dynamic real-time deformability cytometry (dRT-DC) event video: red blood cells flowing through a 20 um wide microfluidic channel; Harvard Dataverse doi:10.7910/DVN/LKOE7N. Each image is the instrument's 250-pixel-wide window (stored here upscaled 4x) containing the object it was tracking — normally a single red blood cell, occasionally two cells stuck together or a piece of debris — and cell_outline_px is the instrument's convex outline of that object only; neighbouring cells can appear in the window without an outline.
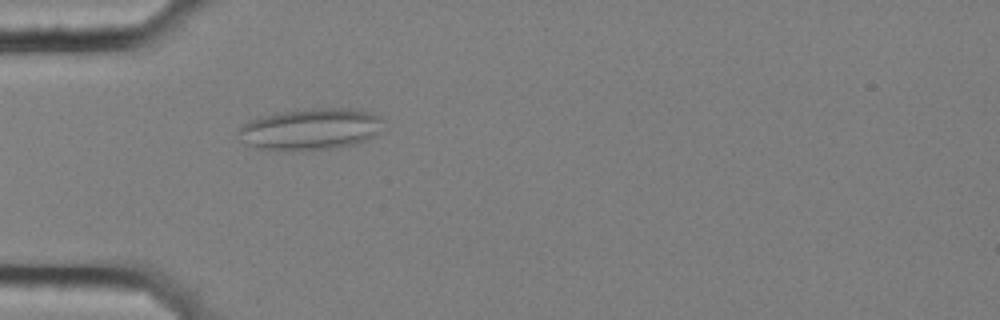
{"species": "common noctule bat (a hibernating species)", "species_latin": "Nyctalus noctula", "temperature_condition": "cold", "stored_images_in_passage": 55, "camera_frame_rate_fps": 3000, "um_per_image_px": 0.085, "animal": {"sex": "female", "body_mass_g": 25.1}, "frame": {"image": 1, "passage_image": 16, "time_ms": 5.0, "image_size_px": [1000, 320], "cell_outline_px": [[384, 120], [376, 136], [356, 144], [332, 148], [256, 148], [248, 144], [236, 132], [244, 124], [260, 116], [276, 112], [312, 108], [356, 108], [380, 116]], "centroid_in_image_um": [26.46, 10.92], "position_along_channel_um": 58.5, "area_um2": 34.39}}
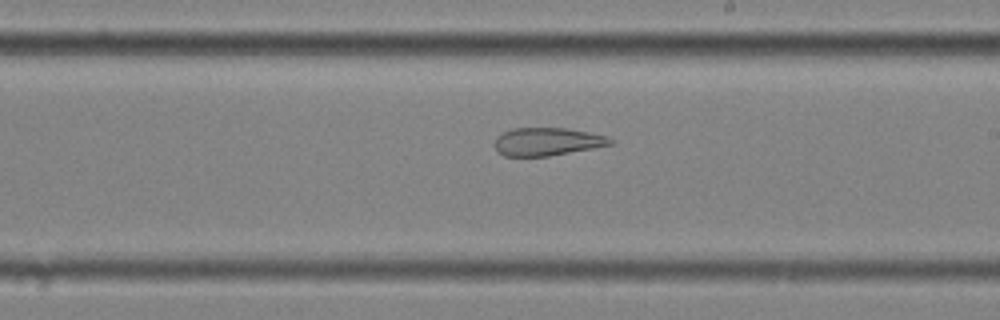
{"frame": {"image": 2, "passage_image": 32, "time_ms": 10.333, "image_size_px": [1000, 320], "cell_outline_px": [[612, 144], [592, 148], [548, 156], [504, 156], [496, 152], [496, 136], [512, 128], [568, 128], [588, 132], [604, 136], [612, 140]], "centroid_in_image_um": [46.46, 12.04], "position_along_channel_um": 242.5, "area_um2": 18.61}}
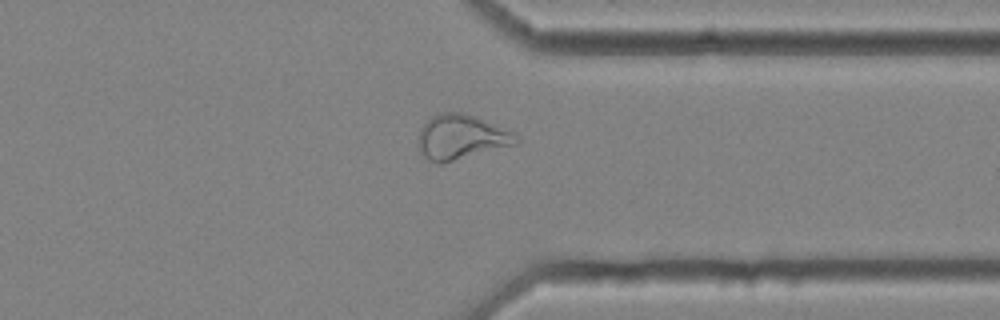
{"frame": {"image": 3, "passage_image": 43, "time_ms": 14.0, "image_size_px": [1000, 320], "cell_outline_px": [[520, 140], [516, 144], [440, 164], [428, 160], [420, 152], [416, 144], [420, 128], [432, 116], [440, 112], [464, 112], [508, 128]], "centroid_in_image_um": [39.17, 11.64], "position_along_channel_um": 372.2, "area_um2": 25.72}, "authors_computed_cell_mechanics": {"area_um2": 27.8596, "velocity_mm_per_s": 3.5497, "shape_relaxation_time_tau1_ms": null, "shape_relaxation_time_tau2_ms": 2.6484, "deformation_change_tau1": null, "deformation_change_tau2": 0.1183}}